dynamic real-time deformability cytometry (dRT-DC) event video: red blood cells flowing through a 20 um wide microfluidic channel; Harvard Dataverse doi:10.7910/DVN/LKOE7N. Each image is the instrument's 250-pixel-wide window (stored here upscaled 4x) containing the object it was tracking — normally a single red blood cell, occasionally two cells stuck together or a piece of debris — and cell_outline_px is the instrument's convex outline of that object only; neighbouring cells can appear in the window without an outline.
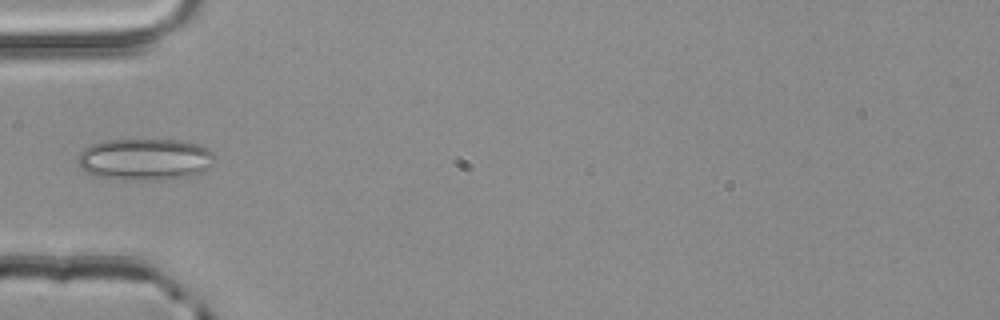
{"species": "common noctule bat (a hibernating species)", "species_latin": "Nyctalus noctula", "temperature_condition": "room temperature", "stored_images_in_passage": 2, "camera_frame_rate_fps": 3000, "um_per_image_px": 0.085, "animal": {"sex": "male", "body_mass_g": 20.4}, "frame": {"image": 1, "passage_image": 2, "time_ms": 0.333, "image_size_px": [1000, 320], "cell_outline_px": [[216, 156], [212, 164], [200, 172], [192, 176], [160, 180], [108, 180], [96, 176], [80, 168], [80, 152], [84, 148], [92, 144], [104, 140], [180, 140], [200, 144], [208, 148]], "centroid_in_image_um": [12.34, 13.55], "position_along_channel_um": 72.7, "area_um2": 33.64}}